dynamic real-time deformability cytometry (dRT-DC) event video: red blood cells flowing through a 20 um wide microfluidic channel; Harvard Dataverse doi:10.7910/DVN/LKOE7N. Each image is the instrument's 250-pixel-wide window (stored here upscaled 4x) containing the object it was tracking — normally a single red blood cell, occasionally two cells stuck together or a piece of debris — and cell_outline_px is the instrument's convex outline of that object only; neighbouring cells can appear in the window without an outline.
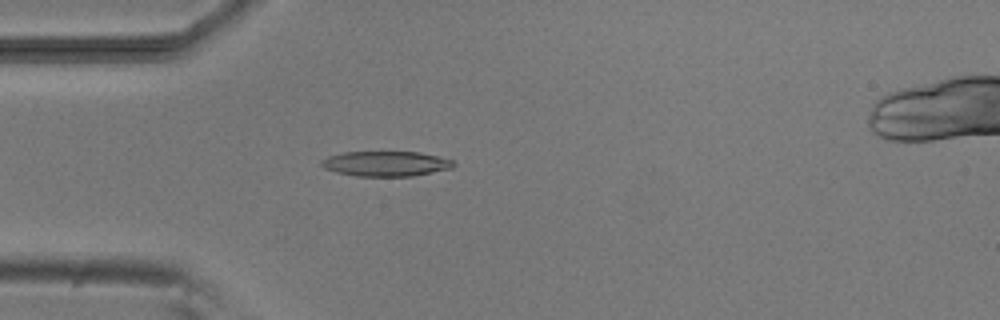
{"species": "common noctule bat (a hibernating species)", "species_latin": "Nyctalus noctula", "temperature_condition": "room temperature", "stored_images_in_passage": 5, "camera_frame_rate_fps": 3000, "um_per_image_px": 0.085, "animal": {"sex": "male", "body_mass_g": 20.5, "forearm_length_mm": 52.5}, "frame": {"image": 1, "passage_image": 4, "time_ms": 3.667, "image_size_px": [1000, 320], "cell_outline_px": [[456, 164], [452, 168], [412, 176], [356, 176], [336, 172], [324, 168], [320, 164], [320, 160], [328, 156], [344, 152], [420, 152], [452, 160]], "centroid_in_image_um": [32.77, 13.91], "position_along_channel_um": 52.2, "area_um2": 19.25}}